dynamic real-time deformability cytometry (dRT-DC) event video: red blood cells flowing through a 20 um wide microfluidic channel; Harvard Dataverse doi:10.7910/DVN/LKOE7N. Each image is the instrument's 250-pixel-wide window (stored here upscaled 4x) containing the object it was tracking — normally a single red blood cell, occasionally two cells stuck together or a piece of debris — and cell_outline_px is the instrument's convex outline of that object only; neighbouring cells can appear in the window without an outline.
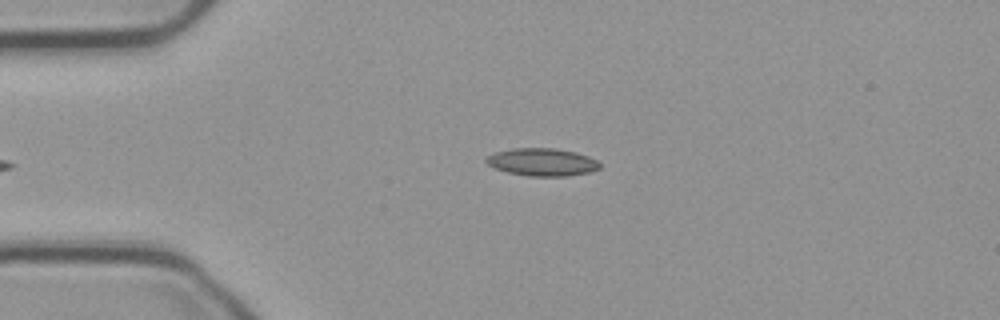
{"species": "common noctule bat (a hibernating species)", "species_latin": "Nyctalus noctula", "temperature_condition": "cold", "stored_images_in_passage": 39, "camera_frame_rate_fps": 3000, "um_per_image_px": 0.085, "animal": {"sex": "male", "body_mass_g": 23.1, "forearm_length_mm": 52.7}, "frame": {"image": 1, "passage_image": 2, "time_ms": 0.333, "image_size_px": [1000, 320], "cell_outline_px": [[600, 168], [588, 172], [568, 176], [528, 176], [508, 172], [496, 168], [488, 164], [484, 160], [488, 156], [496, 152], [512, 148], [556, 148], [576, 152], [588, 156], [596, 160], [600, 164]], "centroid_in_image_um": [46.09, 13.77], "position_along_channel_um": 38.9, "area_um2": 18.21}}
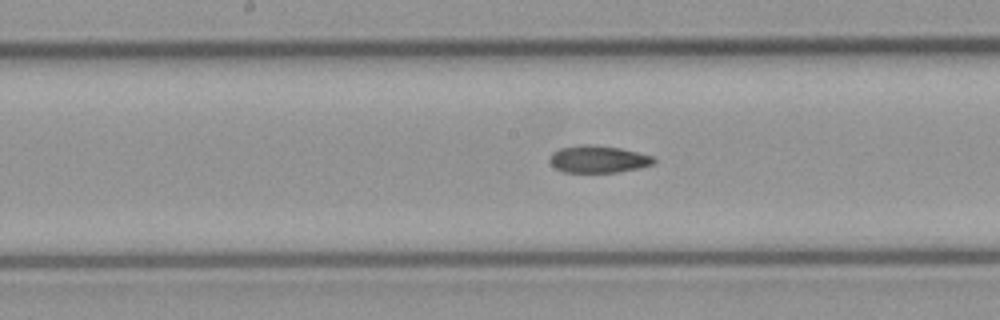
{"frame": {"image": 2, "passage_image": 17, "time_ms": 5.333, "image_size_px": [1000, 320], "cell_outline_px": [[656, 160], [652, 164], [640, 168], [616, 172], [564, 172], [556, 168], [548, 160], [552, 152], [560, 148], [580, 144], [592, 144], [620, 148], [652, 156]], "centroid_in_image_um": [50.82, 13.52], "position_along_channel_um": 197.4, "area_um2": 16.47}}
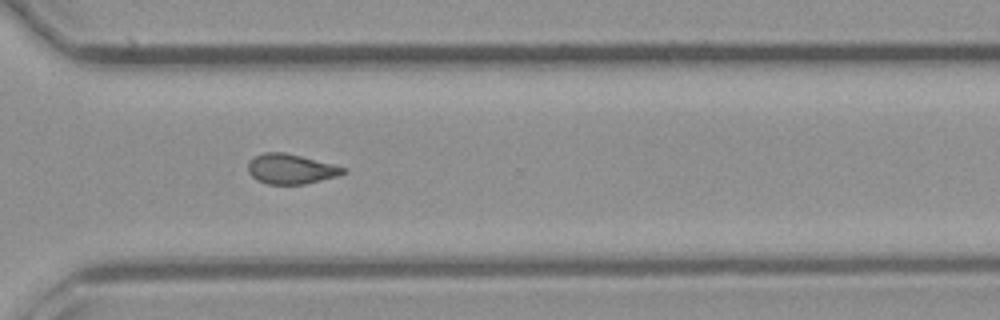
{"frame": {"image": 3, "passage_image": 29, "time_ms": 9.333, "image_size_px": [1000, 320], "cell_outline_px": [[348, 172], [336, 176], [304, 184], [268, 184], [256, 180], [248, 172], [248, 164], [256, 156], [264, 152], [284, 152], [348, 168]], "centroid_in_image_um": [24.73, 14.37], "position_along_channel_um": 345.9, "area_um2": 16.42}, "authors_computed_cell_mechanics": {"area_um2": 17.1088, "velocity_mm_per_s": 3.7312, "shape_relaxation_time_tau1_ms": null, "shape_relaxation_time_tau2_ms": 7.2852, "deformation_change_tau1": null, "deformation_change_tau2": 0.1387}}